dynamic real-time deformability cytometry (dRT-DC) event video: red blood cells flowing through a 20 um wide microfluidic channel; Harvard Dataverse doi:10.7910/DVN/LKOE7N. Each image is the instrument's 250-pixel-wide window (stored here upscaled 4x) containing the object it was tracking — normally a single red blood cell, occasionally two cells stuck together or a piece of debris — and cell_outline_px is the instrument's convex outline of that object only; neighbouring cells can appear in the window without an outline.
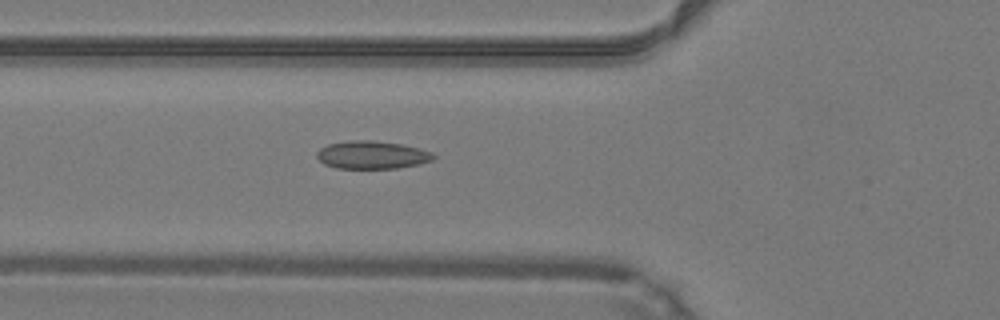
{"species": "common noctule bat (a hibernating species)", "species_latin": "Nyctalus noctula", "temperature_condition": "warm", "stored_images_in_passage": 46, "camera_frame_rate_fps": 3000, "um_per_image_px": 0.085, "animal": {"sex": "male", "body_mass_g": 19.2, "forearm_length_mm": 51.8}, "frame": {"image": 1, "passage_image": 18, "time_ms": 5.667, "image_size_px": [1000, 320], "cell_outline_px": [[436, 156], [432, 160], [420, 164], [396, 168], [336, 168], [324, 164], [316, 156], [316, 152], [320, 148], [328, 144], [352, 140], [372, 140], [400, 144], [420, 148], [432, 152]], "centroid_in_image_um": [31.62, 13.16], "position_along_channel_um": 94.2, "area_um2": 18.96}}
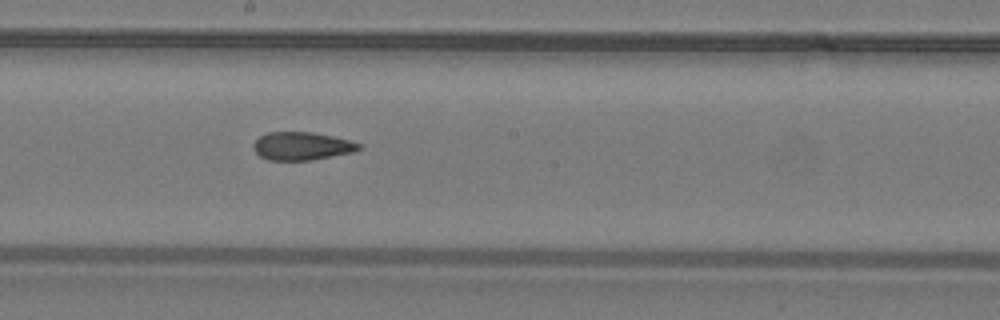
{"frame": {"image": 2, "passage_image": 27, "time_ms": 8.667, "image_size_px": [1000, 320], "cell_outline_px": [[364, 148], [356, 152], [308, 160], [268, 160], [260, 156], [252, 148], [252, 144], [260, 136], [268, 132], [312, 132], [352, 140], [364, 144]], "centroid_in_image_um": [25.72, 12.41], "position_along_channel_um": 222.5, "area_um2": 17.51}}
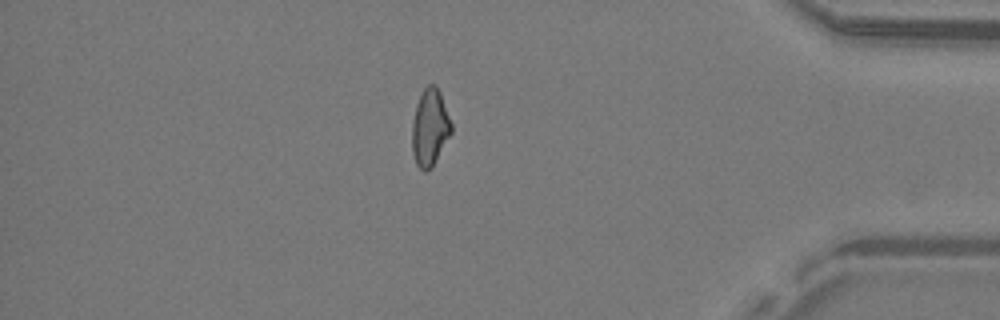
{"frame": {"image": 3, "passage_image": 42, "time_ms": 13.667, "image_size_px": [1000, 320], "cell_outline_px": [[452, 132], [432, 168], [428, 172], [424, 172], [416, 164], [412, 152], [412, 124], [416, 104], [424, 88], [428, 84], [436, 84], [440, 92], [452, 124]], "centroid_in_image_um": [36.54, 10.86], "position_along_channel_um": 398.7, "area_um2": 17.74}}